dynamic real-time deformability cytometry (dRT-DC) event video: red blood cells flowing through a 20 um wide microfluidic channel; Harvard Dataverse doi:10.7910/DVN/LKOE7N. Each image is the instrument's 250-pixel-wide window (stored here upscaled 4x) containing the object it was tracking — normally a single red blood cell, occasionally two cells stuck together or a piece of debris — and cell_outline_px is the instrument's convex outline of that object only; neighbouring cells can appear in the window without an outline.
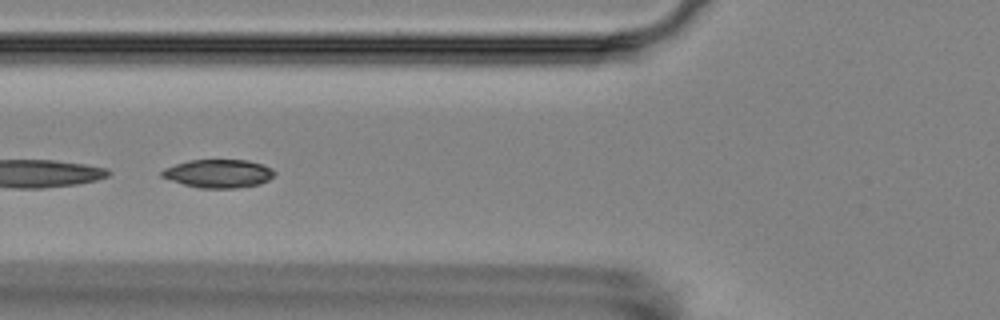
{"species": "Egyptian fruit bat (a non-hibernating species)", "species_latin": "Rousettus aegyptiacus", "temperature_condition": "room temperature", "stored_images_in_passage": 16, "camera_frame_rate_fps": 3000, "um_per_image_px": 0.085, "animal": {"sex": "female"}, "frame": {"image": 1, "passage_image": 7, "time_ms": 6.667, "image_size_px": [1000, 320], "cell_outline_px": [[276, 172], [268, 180], [260, 184], [236, 188], [200, 188], [184, 184], [160, 176], [160, 172], [164, 168], [188, 160], [248, 160], [272, 168]], "centroid_in_image_um": [18.56, 14.75], "position_along_channel_um": 107.2, "area_um2": 18.5}}